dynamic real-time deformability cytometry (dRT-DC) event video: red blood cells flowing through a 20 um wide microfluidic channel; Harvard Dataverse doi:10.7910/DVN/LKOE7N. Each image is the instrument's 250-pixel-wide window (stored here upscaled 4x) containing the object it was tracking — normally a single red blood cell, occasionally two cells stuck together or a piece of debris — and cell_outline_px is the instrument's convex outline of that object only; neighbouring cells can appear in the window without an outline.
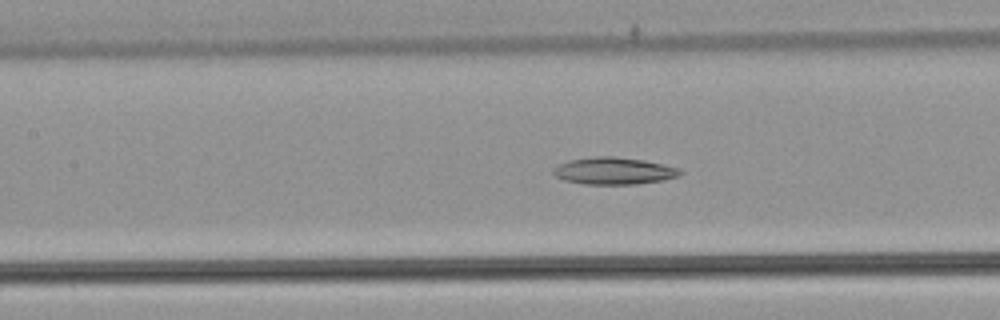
{"species": "common noctule bat (a hibernating species)", "species_latin": "Nyctalus noctula", "temperature_condition": "warm", "stored_images_in_passage": 54, "camera_frame_rate_fps": 3000, "um_per_image_px": 0.085, "animal": {"sex": "male", "body_mass_g": 21.5, "forearm_length_mm": 52.0}, "frame": {"image": 1, "passage_image": 24, "time_ms": 7.667, "image_size_px": [1000, 320], "cell_outline_px": [[684, 172], [680, 176], [664, 180], [636, 184], [584, 184], [564, 180], [556, 176], [552, 172], [552, 168], [568, 160], [596, 156], [612, 156], [644, 160], [680, 168]], "centroid_in_image_um": [52.2, 14.52], "position_along_channel_um": 155.2, "area_um2": 20.11}}
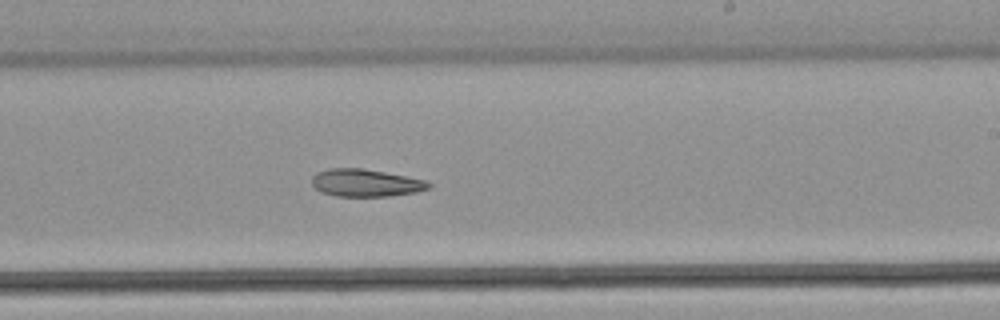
{"frame": {"image": 2, "passage_image": 32, "time_ms": 10.333, "image_size_px": [1000, 320], "cell_outline_px": [[432, 184], [428, 188], [416, 192], [392, 196], [336, 196], [320, 192], [312, 188], [312, 176], [316, 172], [328, 168], [364, 168], [428, 180]], "centroid_in_image_um": [31.06, 15.54], "position_along_channel_um": 257.9, "area_um2": 19.02}}
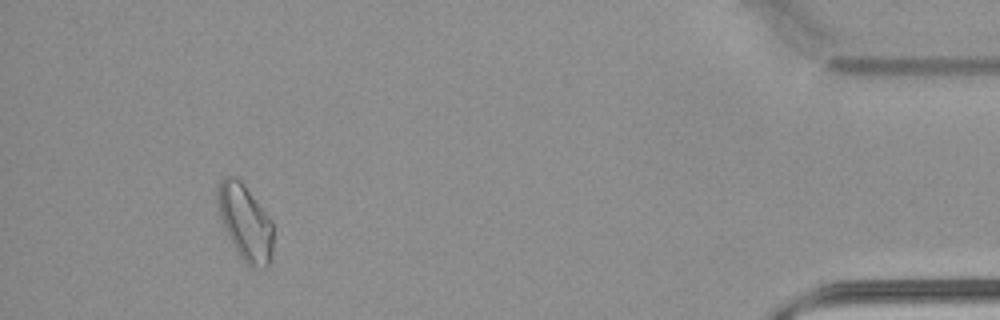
{"frame": {"image": 3, "passage_image": 49, "time_ms": 16.0, "image_size_px": [1000, 320], "cell_outline_px": [[272, 260], [264, 268], [248, 268], [240, 256], [228, 236], [224, 228], [220, 216], [216, 200], [216, 192], [220, 180], [224, 176], [236, 176], [244, 184], [272, 220]], "centroid_in_image_um": [20.84, 18.9], "position_along_channel_um": 414.4, "area_um2": 24.8}}